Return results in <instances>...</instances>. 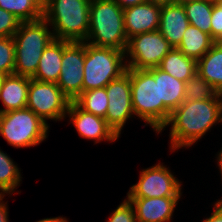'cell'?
<instances>
[{
  "label": "cell",
  "instance_id": "cell-17",
  "mask_svg": "<svg viewBox=\"0 0 222 222\" xmlns=\"http://www.w3.org/2000/svg\"><path fill=\"white\" fill-rule=\"evenodd\" d=\"M30 80L31 77L14 73L6 75L0 88V100L4 106L0 113L27 107Z\"/></svg>",
  "mask_w": 222,
  "mask_h": 222
},
{
  "label": "cell",
  "instance_id": "cell-36",
  "mask_svg": "<svg viewBox=\"0 0 222 222\" xmlns=\"http://www.w3.org/2000/svg\"><path fill=\"white\" fill-rule=\"evenodd\" d=\"M66 217L58 216V217H50V218H44L40 219L39 221L36 222H64Z\"/></svg>",
  "mask_w": 222,
  "mask_h": 222
},
{
  "label": "cell",
  "instance_id": "cell-4",
  "mask_svg": "<svg viewBox=\"0 0 222 222\" xmlns=\"http://www.w3.org/2000/svg\"><path fill=\"white\" fill-rule=\"evenodd\" d=\"M87 43L126 51L123 9L114 0H91Z\"/></svg>",
  "mask_w": 222,
  "mask_h": 222
},
{
  "label": "cell",
  "instance_id": "cell-21",
  "mask_svg": "<svg viewBox=\"0 0 222 222\" xmlns=\"http://www.w3.org/2000/svg\"><path fill=\"white\" fill-rule=\"evenodd\" d=\"M215 42L216 41L209 34L189 24L177 48L185 56L198 61L211 49Z\"/></svg>",
  "mask_w": 222,
  "mask_h": 222
},
{
  "label": "cell",
  "instance_id": "cell-15",
  "mask_svg": "<svg viewBox=\"0 0 222 222\" xmlns=\"http://www.w3.org/2000/svg\"><path fill=\"white\" fill-rule=\"evenodd\" d=\"M181 197L127 198L137 222H170Z\"/></svg>",
  "mask_w": 222,
  "mask_h": 222
},
{
  "label": "cell",
  "instance_id": "cell-30",
  "mask_svg": "<svg viewBox=\"0 0 222 222\" xmlns=\"http://www.w3.org/2000/svg\"><path fill=\"white\" fill-rule=\"evenodd\" d=\"M107 219V222H137L134 207L127 198L119 204Z\"/></svg>",
  "mask_w": 222,
  "mask_h": 222
},
{
  "label": "cell",
  "instance_id": "cell-5",
  "mask_svg": "<svg viewBox=\"0 0 222 222\" xmlns=\"http://www.w3.org/2000/svg\"><path fill=\"white\" fill-rule=\"evenodd\" d=\"M53 39L52 29L43 17L35 21L21 22L19 29L13 35L14 74L32 77L38 68L44 49Z\"/></svg>",
  "mask_w": 222,
  "mask_h": 222
},
{
  "label": "cell",
  "instance_id": "cell-25",
  "mask_svg": "<svg viewBox=\"0 0 222 222\" xmlns=\"http://www.w3.org/2000/svg\"><path fill=\"white\" fill-rule=\"evenodd\" d=\"M183 7L189 23L211 36L213 2L198 0L185 4Z\"/></svg>",
  "mask_w": 222,
  "mask_h": 222
},
{
  "label": "cell",
  "instance_id": "cell-1",
  "mask_svg": "<svg viewBox=\"0 0 222 222\" xmlns=\"http://www.w3.org/2000/svg\"><path fill=\"white\" fill-rule=\"evenodd\" d=\"M222 123V94L206 100H185L171 112L161 134L169 125L170 151L190 148L213 127Z\"/></svg>",
  "mask_w": 222,
  "mask_h": 222
},
{
  "label": "cell",
  "instance_id": "cell-7",
  "mask_svg": "<svg viewBox=\"0 0 222 222\" xmlns=\"http://www.w3.org/2000/svg\"><path fill=\"white\" fill-rule=\"evenodd\" d=\"M49 128L27 107L0 113V135L14 148L39 145L48 138Z\"/></svg>",
  "mask_w": 222,
  "mask_h": 222
},
{
  "label": "cell",
  "instance_id": "cell-28",
  "mask_svg": "<svg viewBox=\"0 0 222 222\" xmlns=\"http://www.w3.org/2000/svg\"><path fill=\"white\" fill-rule=\"evenodd\" d=\"M15 68V46L13 37H0V72L13 74Z\"/></svg>",
  "mask_w": 222,
  "mask_h": 222
},
{
  "label": "cell",
  "instance_id": "cell-38",
  "mask_svg": "<svg viewBox=\"0 0 222 222\" xmlns=\"http://www.w3.org/2000/svg\"><path fill=\"white\" fill-rule=\"evenodd\" d=\"M194 1H198V0H172L173 3H177L181 5H185Z\"/></svg>",
  "mask_w": 222,
  "mask_h": 222
},
{
  "label": "cell",
  "instance_id": "cell-3",
  "mask_svg": "<svg viewBox=\"0 0 222 222\" xmlns=\"http://www.w3.org/2000/svg\"><path fill=\"white\" fill-rule=\"evenodd\" d=\"M91 0H46L43 18L51 26L54 39L86 42Z\"/></svg>",
  "mask_w": 222,
  "mask_h": 222
},
{
  "label": "cell",
  "instance_id": "cell-31",
  "mask_svg": "<svg viewBox=\"0 0 222 222\" xmlns=\"http://www.w3.org/2000/svg\"><path fill=\"white\" fill-rule=\"evenodd\" d=\"M211 37L216 41H222V5L213 3L211 14Z\"/></svg>",
  "mask_w": 222,
  "mask_h": 222
},
{
  "label": "cell",
  "instance_id": "cell-10",
  "mask_svg": "<svg viewBox=\"0 0 222 222\" xmlns=\"http://www.w3.org/2000/svg\"><path fill=\"white\" fill-rule=\"evenodd\" d=\"M163 163L140 171L139 180L129 188L127 198L181 197L182 182Z\"/></svg>",
  "mask_w": 222,
  "mask_h": 222
},
{
  "label": "cell",
  "instance_id": "cell-20",
  "mask_svg": "<svg viewBox=\"0 0 222 222\" xmlns=\"http://www.w3.org/2000/svg\"><path fill=\"white\" fill-rule=\"evenodd\" d=\"M158 68L178 80L187 82L197 73V61L185 56L178 48H172Z\"/></svg>",
  "mask_w": 222,
  "mask_h": 222
},
{
  "label": "cell",
  "instance_id": "cell-33",
  "mask_svg": "<svg viewBox=\"0 0 222 222\" xmlns=\"http://www.w3.org/2000/svg\"><path fill=\"white\" fill-rule=\"evenodd\" d=\"M4 197H0V222H9L8 201H3Z\"/></svg>",
  "mask_w": 222,
  "mask_h": 222
},
{
  "label": "cell",
  "instance_id": "cell-14",
  "mask_svg": "<svg viewBox=\"0 0 222 222\" xmlns=\"http://www.w3.org/2000/svg\"><path fill=\"white\" fill-rule=\"evenodd\" d=\"M161 5L144 2L123 9L127 38L137 34L157 31L159 28Z\"/></svg>",
  "mask_w": 222,
  "mask_h": 222
},
{
  "label": "cell",
  "instance_id": "cell-24",
  "mask_svg": "<svg viewBox=\"0 0 222 222\" xmlns=\"http://www.w3.org/2000/svg\"><path fill=\"white\" fill-rule=\"evenodd\" d=\"M13 161L0 149V193L3 196L14 195L22 181L21 170Z\"/></svg>",
  "mask_w": 222,
  "mask_h": 222
},
{
  "label": "cell",
  "instance_id": "cell-40",
  "mask_svg": "<svg viewBox=\"0 0 222 222\" xmlns=\"http://www.w3.org/2000/svg\"><path fill=\"white\" fill-rule=\"evenodd\" d=\"M216 3L222 5V0H216Z\"/></svg>",
  "mask_w": 222,
  "mask_h": 222
},
{
  "label": "cell",
  "instance_id": "cell-13",
  "mask_svg": "<svg viewBox=\"0 0 222 222\" xmlns=\"http://www.w3.org/2000/svg\"><path fill=\"white\" fill-rule=\"evenodd\" d=\"M66 117L80 137L93 140L94 144L104 140L113 143L119 138L104 118L82 110L74 101L70 102Z\"/></svg>",
  "mask_w": 222,
  "mask_h": 222
},
{
  "label": "cell",
  "instance_id": "cell-8",
  "mask_svg": "<svg viewBox=\"0 0 222 222\" xmlns=\"http://www.w3.org/2000/svg\"><path fill=\"white\" fill-rule=\"evenodd\" d=\"M71 100L55 82H41L31 78L28 89L27 108L44 122L66 119Z\"/></svg>",
  "mask_w": 222,
  "mask_h": 222
},
{
  "label": "cell",
  "instance_id": "cell-12",
  "mask_svg": "<svg viewBox=\"0 0 222 222\" xmlns=\"http://www.w3.org/2000/svg\"><path fill=\"white\" fill-rule=\"evenodd\" d=\"M85 42L63 41L58 87L74 101L81 93L84 79Z\"/></svg>",
  "mask_w": 222,
  "mask_h": 222
},
{
  "label": "cell",
  "instance_id": "cell-23",
  "mask_svg": "<svg viewBox=\"0 0 222 222\" xmlns=\"http://www.w3.org/2000/svg\"><path fill=\"white\" fill-rule=\"evenodd\" d=\"M45 4L46 0H0V8L11 12L21 22L41 19Z\"/></svg>",
  "mask_w": 222,
  "mask_h": 222
},
{
  "label": "cell",
  "instance_id": "cell-37",
  "mask_svg": "<svg viewBox=\"0 0 222 222\" xmlns=\"http://www.w3.org/2000/svg\"><path fill=\"white\" fill-rule=\"evenodd\" d=\"M146 2L155 3L159 5H166V4L172 3V0H146Z\"/></svg>",
  "mask_w": 222,
  "mask_h": 222
},
{
  "label": "cell",
  "instance_id": "cell-39",
  "mask_svg": "<svg viewBox=\"0 0 222 222\" xmlns=\"http://www.w3.org/2000/svg\"><path fill=\"white\" fill-rule=\"evenodd\" d=\"M5 77H6V74H3V73L0 72V88L2 86V83H3V80H4Z\"/></svg>",
  "mask_w": 222,
  "mask_h": 222
},
{
  "label": "cell",
  "instance_id": "cell-35",
  "mask_svg": "<svg viewBox=\"0 0 222 222\" xmlns=\"http://www.w3.org/2000/svg\"><path fill=\"white\" fill-rule=\"evenodd\" d=\"M217 156V164H218V169L220 170V174H221V177H222V147L220 149V151H218V154L216 155ZM215 204H219V205H222V199L220 200H217L215 202Z\"/></svg>",
  "mask_w": 222,
  "mask_h": 222
},
{
  "label": "cell",
  "instance_id": "cell-27",
  "mask_svg": "<svg viewBox=\"0 0 222 222\" xmlns=\"http://www.w3.org/2000/svg\"><path fill=\"white\" fill-rule=\"evenodd\" d=\"M218 91L198 73L191 77L185 85V100H206L215 98Z\"/></svg>",
  "mask_w": 222,
  "mask_h": 222
},
{
  "label": "cell",
  "instance_id": "cell-11",
  "mask_svg": "<svg viewBox=\"0 0 222 222\" xmlns=\"http://www.w3.org/2000/svg\"><path fill=\"white\" fill-rule=\"evenodd\" d=\"M108 107L105 120L120 137L126 122L135 117L131 98V68L106 87Z\"/></svg>",
  "mask_w": 222,
  "mask_h": 222
},
{
  "label": "cell",
  "instance_id": "cell-6",
  "mask_svg": "<svg viewBox=\"0 0 222 222\" xmlns=\"http://www.w3.org/2000/svg\"><path fill=\"white\" fill-rule=\"evenodd\" d=\"M125 51L85 42L82 92L106 87L126 72Z\"/></svg>",
  "mask_w": 222,
  "mask_h": 222
},
{
  "label": "cell",
  "instance_id": "cell-2",
  "mask_svg": "<svg viewBox=\"0 0 222 222\" xmlns=\"http://www.w3.org/2000/svg\"><path fill=\"white\" fill-rule=\"evenodd\" d=\"M131 98L134 114L158 133L171 111L159 102V68L131 69Z\"/></svg>",
  "mask_w": 222,
  "mask_h": 222
},
{
  "label": "cell",
  "instance_id": "cell-22",
  "mask_svg": "<svg viewBox=\"0 0 222 222\" xmlns=\"http://www.w3.org/2000/svg\"><path fill=\"white\" fill-rule=\"evenodd\" d=\"M186 82L159 69V102L172 112L185 101Z\"/></svg>",
  "mask_w": 222,
  "mask_h": 222
},
{
  "label": "cell",
  "instance_id": "cell-26",
  "mask_svg": "<svg viewBox=\"0 0 222 222\" xmlns=\"http://www.w3.org/2000/svg\"><path fill=\"white\" fill-rule=\"evenodd\" d=\"M74 102L82 109L105 119L108 107L106 88L83 91Z\"/></svg>",
  "mask_w": 222,
  "mask_h": 222
},
{
  "label": "cell",
  "instance_id": "cell-9",
  "mask_svg": "<svg viewBox=\"0 0 222 222\" xmlns=\"http://www.w3.org/2000/svg\"><path fill=\"white\" fill-rule=\"evenodd\" d=\"M172 48L158 30L137 34L128 39L125 51L126 66L131 69L158 67Z\"/></svg>",
  "mask_w": 222,
  "mask_h": 222
},
{
  "label": "cell",
  "instance_id": "cell-41",
  "mask_svg": "<svg viewBox=\"0 0 222 222\" xmlns=\"http://www.w3.org/2000/svg\"><path fill=\"white\" fill-rule=\"evenodd\" d=\"M206 1H211V2H213V3H216V0H206Z\"/></svg>",
  "mask_w": 222,
  "mask_h": 222
},
{
  "label": "cell",
  "instance_id": "cell-18",
  "mask_svg": "<svg viewBox=\"0 0 222 222\" xmlns=\"http://www.w3.org/2000/svg\"><path fill=\"white\" fill-rule=\"evenodd\" d=\"M63 54V40L53 39L44 49L39 60L38 68L31 77L41 82L57 83Z\"/></svg>",
  "mask_w": 222,
  "mask_h": 222
},
{
  "label": "cell",
  "instance_id": "cell-34",
  "mask_svg": "<svg viewBox=\"0 0 222 222\" xmlns=\"http://www.w3.org/2000/svg\"><path fill=\"white\" fill-rule=\"evenodd\" d=\"M122 9L146 2V0H114Z\"/></svg>",
  "mask_w": 222,
  "mask_h": 222
},
{
  "label": "cell",
  "instance_id": "cell-19",
  "mask_svg": "<svg viewBox=\"0 0 222 222\" xmlns=\"http://www.w3.org/2000/svg\"><path fill=\"white\" fill-rule=\"evenodd\" d=\"M197 73L222 94V41L197 61Z\"/></svg>",
  "mask_w": 222,
  "mask_h": 222
},
{
  "label": "cell",
  "instance_id": "cell-29",
  "mask_svg": "<svg viewBox=\"0 0 222 222\" xmlns=\"http://www.w3.org/2000/svg\"><path fill=\"white\" fill-rule=\"evenodd\" d=\"M20 24L21 20L15 15L0 8V37H13Z\"/></svg>",
  "mask_w": 222,
  "mask_h": 222
},
{
  "label": "cell",
  "instance_id": "cell-16",
  "mask_svg": "<svg viewBox=\"0 0 222 222\" xmlns=\"http://www.w3.org/2000/svg\"><path fill=\"white\" fill-rule=\"evenodd\" d=\"M189 24L183 5L173 2L161 5L158 31L173 48L180 45Z\"/></svg>",
  "mask_w": 222,
  "mask_h": 222
},
{
  "label": "cell",
  "instance_id": "cell-32",
  "mask_svg": "<svg viewBox=\"0 0 222 222\" xmlns=\"http://www.w3.org/2000/svg\"><path fill=\"white\" fill-rule=\"evenodd\" d=\"M214 210L211 216L205 218L201 222H222V205L214 203Z\"/></svg>",
  "mask_w": 222,
  "mask_h": 222
}]
</instances>
